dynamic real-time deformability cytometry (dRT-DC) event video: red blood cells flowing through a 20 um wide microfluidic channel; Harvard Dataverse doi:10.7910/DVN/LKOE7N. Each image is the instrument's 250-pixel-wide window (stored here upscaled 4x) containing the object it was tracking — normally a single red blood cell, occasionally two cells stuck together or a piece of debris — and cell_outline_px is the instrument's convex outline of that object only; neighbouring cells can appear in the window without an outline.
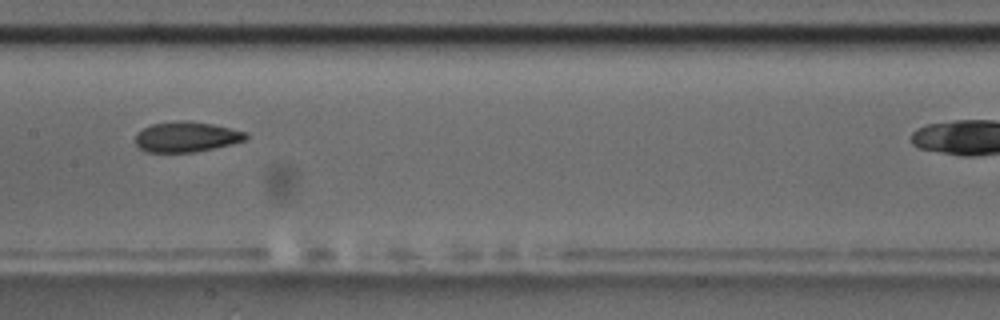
{"species": "common noctule bat (a hibernating species)", "species_latin": "Nyctalus noctula", "temperature_condition": "room temperature", "stored_images_in_passage": 11, "camera_frame_rate_fps": 3000, "um_per_image_px": 0.085, "animal": {"sex": "male", "body_mass_g": 17.5, "forearm_length_mm": 52.3}, "frame": {"image": 1, "passage_image": 4, "time_ms": 3.333, "image_size_px": [1000, 320], "cell_outline_px": [[248, 136], [244, 140], [232, 144], [192, 152], [148, 152], [140, 148], [136, 144], [136, 132], [152, 124], [176, 120], [188, 120], [212, 124], [248, 132]], "centroid_in_image_um": [15.84, 11.62], "position_along_channel_um": 191.6, "area_um2": 19.48}}
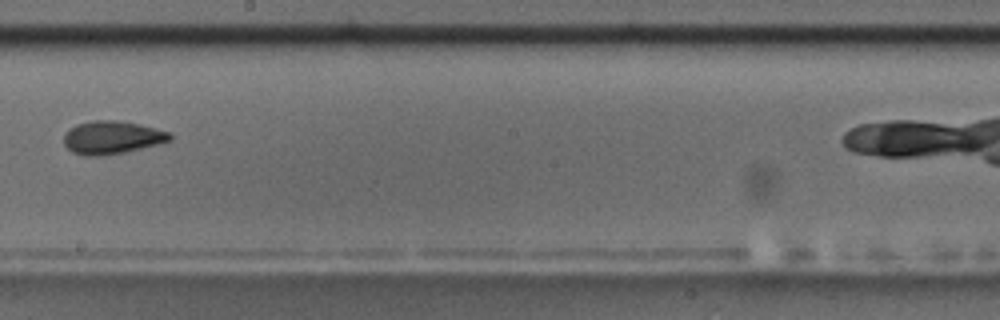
{"frame": {"image": 2, "passage_image": 5, "time_ms": 4.667, "image_size_px": [1000, 320], "cell_outline_px": [[172, 140], [124, 152], [100, 156], [84, 156], [72, 152], [64, 144], [64, 132], [76, 124], [92, 120], [116, 120], [140, 124], [172, 132]], "centroid_in_image_um": [9.5, 11.67], "position_along_channel_um": 238.7, "area_um2": 20.52}}